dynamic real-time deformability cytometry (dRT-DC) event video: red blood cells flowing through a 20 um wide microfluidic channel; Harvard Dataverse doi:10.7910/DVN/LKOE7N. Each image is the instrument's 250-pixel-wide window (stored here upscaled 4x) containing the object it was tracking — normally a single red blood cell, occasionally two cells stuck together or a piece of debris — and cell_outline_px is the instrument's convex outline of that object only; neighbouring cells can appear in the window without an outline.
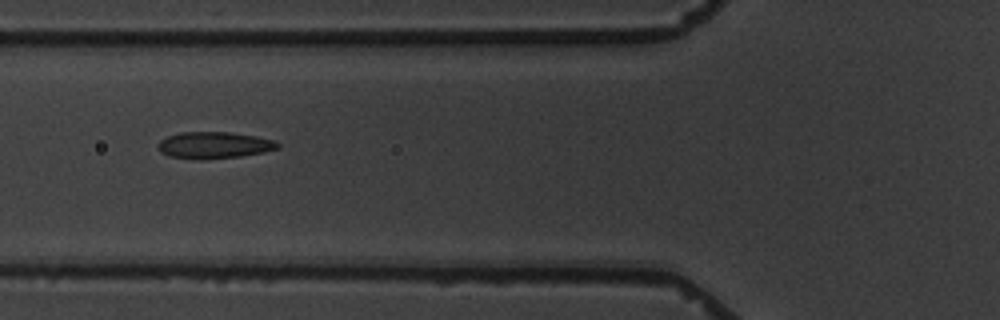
{"species": "common noctule bat (a hibernating species)", "species_latin": "Nyctalus noctula", "temperature_condition": "warm", "stored_images_in_passage": 5, "camera_frame_rate_fps": 3000, "um_per_image_px": 0.085, "animal": {"sex": "male", "body_mass_g": 19.5, "forearm_length_mm": 54.6}, "frame": {"image": 1, "passage_image": 4, "time_ms": 3.333, "image_size_px": [1000, 320], "cell_outline_px": [[280, 148], [264, 152], [240, 156], [200, 160], [168, 156], [160, 152], [156, 144], [160, 140], [168, 136], [180, 132], [232, 132], [256, 136], [276, 140], [280, 144]], "centroid_in_image_um": [18.2, 12.34], "position_along_channel_um": 107.6, "area_um2": 18.84}}
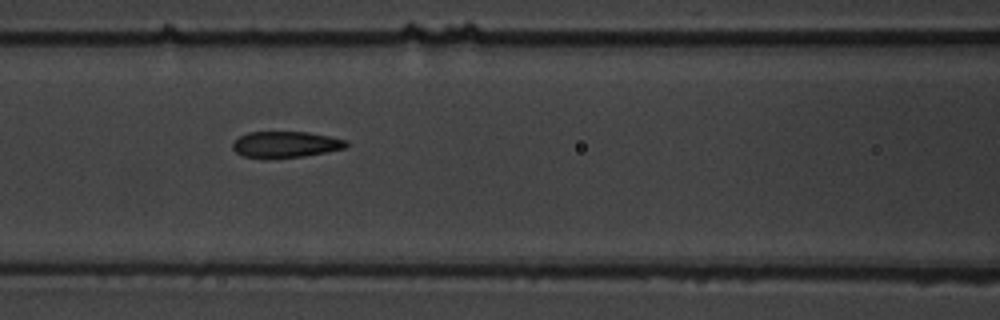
{"frame": {"image": 2, "passage_image": 5, "time_ms": 4.333, "image_size_px": [1000, 320], "cell_outline_px": [[348, 144], [344, 148], [328, 152], [304, 156], [264, 160], [244, 156], [236, 152], [232, 148], [232, 144], [240, 136], [248, 132], [308, 132], [348, 140]], "centroid_in_image_um": [24.26, 12.3], "position_along_channel_um": 142.3, "area_um2": 17.63}}